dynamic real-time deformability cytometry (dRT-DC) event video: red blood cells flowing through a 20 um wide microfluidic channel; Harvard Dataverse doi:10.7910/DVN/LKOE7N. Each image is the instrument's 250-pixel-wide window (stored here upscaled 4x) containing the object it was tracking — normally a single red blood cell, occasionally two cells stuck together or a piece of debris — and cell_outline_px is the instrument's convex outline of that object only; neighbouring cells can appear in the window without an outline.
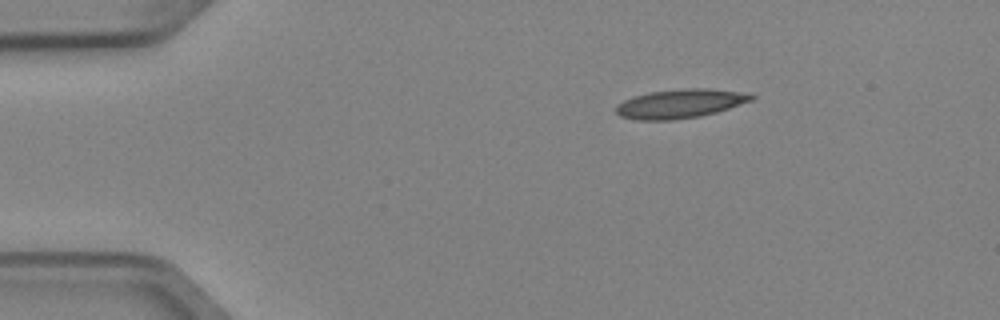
{"species": "Egyptian fruit bat (a non-hibernating species)", "species_latin": "Rousettus aegyptiacus", "temperature_condition": "cold", "stored_images_in_passage": 3, "camera_frame_rate_fps": 3000, "um_per_image_px": 0.085, "animal": {"sex": "female"}, "frame": {"image": 1, "passage_image": 1, "time_ms": 0.0, "image_size_px": [1000, 320], "cell_outline_px": [[756, 96], [752, 100], [716, 112], [700, 116], [672, 120], [636, 120], [620, 116], [616, 112], [616, 104], [624, 100], [648, 92], [688, 88], [708, 88], [736, 92]], "centroid_in_image_um": [57.75, 8.82], "position_along_channel_um": 27.3, "area_um2": 22.54}}
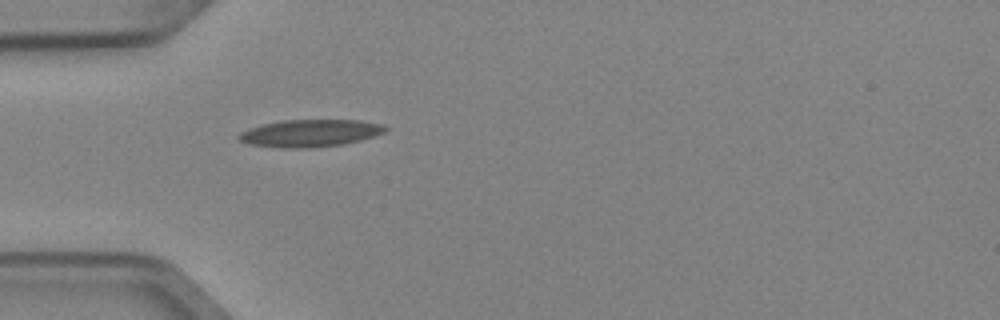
{"frame": {"image": 2, "passage_image": 3, "time_ms": 0.667, "image_size_px": [1000, 320], "cell_outline_px": [[388, 128], [384, 132], [360, 140], [344, 144], [308, 148], [280, 148], [252, 144], [240, 140], [236, 136], [240, 132], [248, 128], [264, 124], [284, 120], [360, 120], [384, 124]], "centroid_in_image_um": [26.36, 11.31], "position_along_channel_um": 58.6, "area_um2": 23.24}}